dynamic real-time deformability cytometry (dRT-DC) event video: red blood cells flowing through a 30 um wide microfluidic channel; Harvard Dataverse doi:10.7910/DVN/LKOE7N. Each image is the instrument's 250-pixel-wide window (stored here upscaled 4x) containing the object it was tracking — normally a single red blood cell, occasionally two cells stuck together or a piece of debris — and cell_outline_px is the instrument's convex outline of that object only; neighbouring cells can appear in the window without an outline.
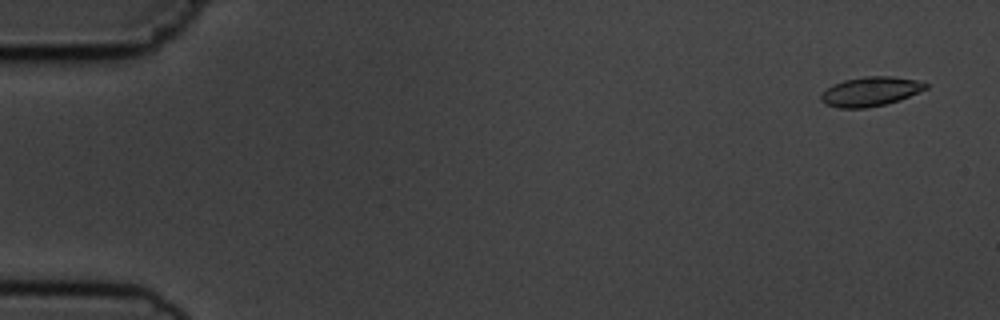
{"species": "common noctule bat (a hibernating species)", "species_latin": "Nyctalus noctula", "temperature_condition": "cold", "stored_images_in_passage": 5, "camera_frame_rate_fps": 3000, "um_per_image_px": 0.085, "animal": {"sex": "male", "body_mass_g": 19.5, "forearm_length_mm": 54.6}, "frame": {"image": 1, "passage_image": 1, "time_ms": 0.0, "image_size_px": [1000, 320], "cell_outline_px": [[928, 88], [900, 100], [884, 104], [864, 108], [840, 108], [824, 104], [820, 100], [820, 96], [832, 84], [844, 80], [864, 76], [892, 76], [916, 80], [928, 84]], "centroid_in_image_um": [73.98, 7.77], "position_along_channel_um": 11.0, "area_um2": 17.86}}
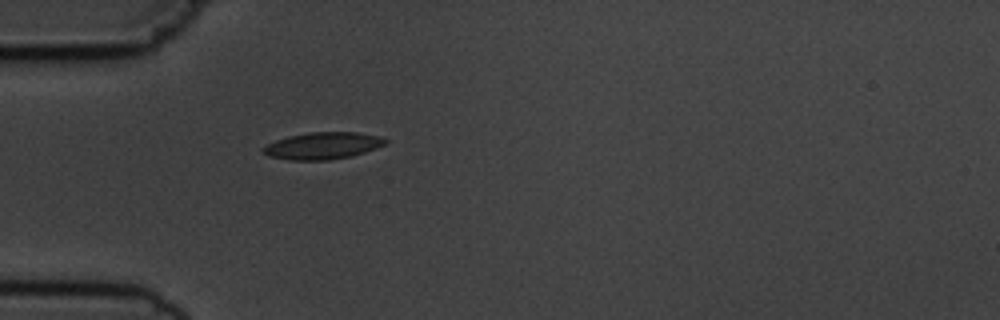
{"frame": {"image": 2, "passage_image": 5, "time_ms": 4.667, "image_size_px": [1000, 320], "cell_outline_px": [[388, 144], [352, 156], [328, 160], [292, 160], [268, 156], [260, 148], [276, 140], [288, 136], [308, 132], [356, 132], [380, 136], [388, 140]], "centroid_in_image_um": [27.45, 12.38], "position_along_channel_um": 57.5, "area_um2": 19.25}}